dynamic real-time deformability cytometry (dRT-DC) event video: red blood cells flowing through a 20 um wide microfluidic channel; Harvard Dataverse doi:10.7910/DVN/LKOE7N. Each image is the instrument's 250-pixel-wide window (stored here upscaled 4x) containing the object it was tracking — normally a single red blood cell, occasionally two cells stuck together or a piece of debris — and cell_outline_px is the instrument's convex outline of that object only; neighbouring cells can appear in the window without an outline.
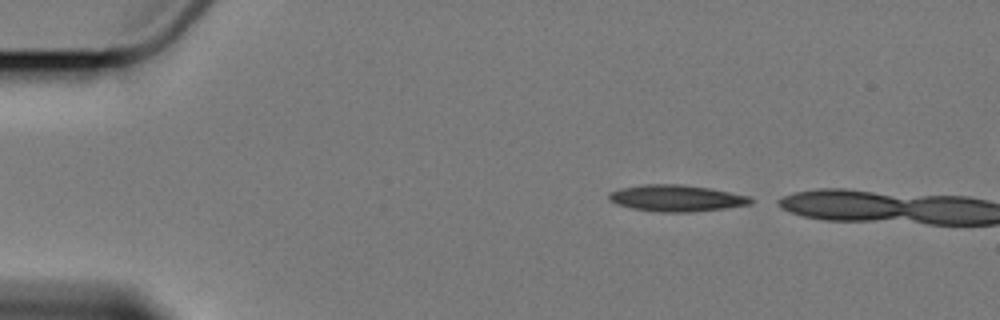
{"species": "Egyptian fruit bat (a non-hibernating species)", "species_latin": "Rousettus aegyptiacus", "temperature_condition": "cold", "stored_images_in_passage": 2, "camera_frame_rate_fps": 3000, "um_per_image_px": 0.085, "animal": {"sex": "female"}, "frame": {"image": 1, "passage_image": 1, "time_ms": 0.0, "image_size_px": [1000, 320], "cell_outline_px": [[760, 200], [752, 204], [724, 208], [692, 212], [660, 212], [632, 208], [616, 204], [608, 200], [608, 192], [620, 188], [644, 184], [680, 184], [708, 188], [752, 196]], "centroid_in_image_um": [57.54, 16.84], "position_along_channel_um": 27.5, "area_um2": 22.2}}